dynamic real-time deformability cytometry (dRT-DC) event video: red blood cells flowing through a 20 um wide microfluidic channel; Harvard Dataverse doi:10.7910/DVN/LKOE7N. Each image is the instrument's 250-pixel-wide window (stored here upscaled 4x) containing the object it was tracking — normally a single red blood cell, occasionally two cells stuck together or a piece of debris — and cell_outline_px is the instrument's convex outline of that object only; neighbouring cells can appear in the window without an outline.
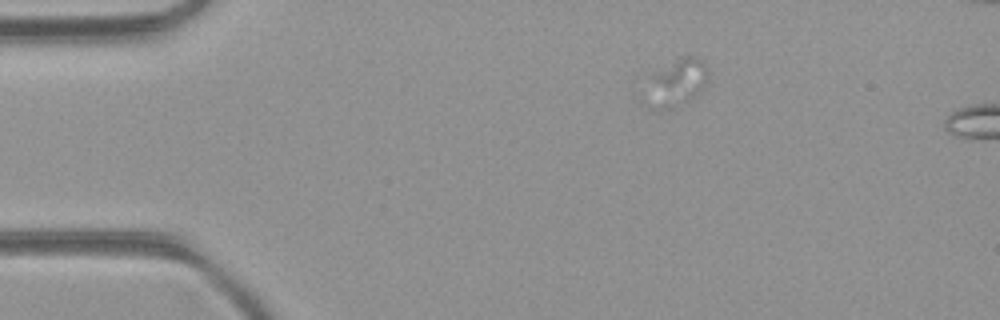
{"species": "common noctule bat (a hibernating species)", "species_latin": "Nyctalus noctula", "temperature_condition": "room temperature", "stored_images_in_passage": 10, "camera_frame_rate_fps": 3000, "um_per_image_px": 0.085, "animal": {"sex": "female", "body_mass_g": 21.9}, "frame": {"image": 1, "passage_image": 5, "time_ms": 1.333, "image_size_px": [1000, 320], "cell_outline_px": [[704, 84], [700, 92], [696, 96], [672, 108], [660, 112], [652, 108], [656, 76], [684, 56], [692, 56], [704, 68]], "centroid_in_image_um": [57.64, 7.12], "position_along_channel_um": 27.4, "area_um2": 14.22}}